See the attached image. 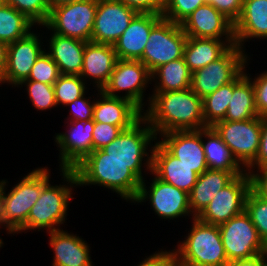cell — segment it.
Returning a JSON list of instances; mask_svg holds the SVG:
<instances>
[{"label": "cell", "instance_id": "29", "mask_svg": "<svg viewBox=\"0 0 267 266\" xmlns=\"http://www.w3.org/2000/svg\"><path fill=\"white\" fill-rule=\"evenodd\" d=\"M202 144L208 169L232 172L235 176L246 172L212 127L202 129Z\"/></svg>", "mask_w": 267, "mask_h": 266}, {"label": "cell", "instance_id": "34", "mask_svg": "<svg viewBox=\"0 0 267 266\" xmlns=\"http://www.w3.org/2000/svg\"><path fill=\"white\" fill-rule=\"evenodd\" d=\"M58 108L66 106L89 92L90 87L80 75L61 74L53 84Z\"/></svg>", "mask_w": 267, "mask_h": 266}, {"label": "cell", "instance_id": "43", "mask_svg": "<svg viewBox=\"0 0 267 266\" xmlns=\"http://www.w3.org/2000/svg\"><path fill=\"white\" fill-rule=\"evenodd\" d=\"M246 172L250 176L251 190L259 197L267 200V164L250 165Z\"/></svg>", "mask_w": 267, "mask_h": 266}, {"label": "cell", "instance_id": "28", "mask_svg": "<svg viewBox=\"0 0 267 266\" xmlns=\"http://www.w3.org/2000/svg\"><path fill=\"white\" fill-rule=\"evenodd\" d=\"M236 176L232 172L207 169L198 176L196 184L189 192L191 213L197 217L214 196L229 184Z\"/></svg>", "mask_w": 267, "mask_h": 266}, {"label": "cell", "instance_id": "27", "mask_svg": "<svg viewBox=\"0 0 267 266\" xmlns=\"http://www.w3.org/2000/svg\"><path fill=\"white\" fill-rule=\"evenodd\" d=\"M235 44V39L187 37L183 57L193 73L220 58Z\"/></svg>", "mask_w": 267, "mask_h": 266}, {"label": "cell", "instance_id": "23", "mask_svg": "<svg viewBox=\"0 0 267 266\" xmlns=\"http://www.w3.org/2000/svg\"><path fill=\"white\" fill-rule=\"evenodd\" d=\"M44 28L46 47L45 51L57 64L61 74L68 75H80L83 67V54L86 41L73 38L61 36L53 33L45 24L38 26V29ZM50 32L48 38L46 34ZM48 42V43H47Z\"/></svg>", "mask_w": 267, "mask_h": 266}, {"label": "cell", "instance_id": "42", "mask_svg": "<svg viewBox=\"0 0 267 266\" xmlns=\"http://www.w3.org/2000/svg\"><path fill=\"white\" fill-rule=\"evenodd\" d=\"M129 128L131 127H118L115 125L95 122V126L92 132L93 150L103 149L106 145L117 138L123 130Z\"/></svg>", "mask_w": 267, "mask_h": 266}, {"label": "cell", "instance_id": "26", "mask_svg": "<svg viewBox=\"0 0 267 266\" xmlns=\"http://www.w3.org/2000/svg\"><path fill=\"white\" fill-rule=\"evenodd\" d=\"M235 43L246 52L250 41H267V0H243L242 13L234 23Z\"/></svg>", "mask_w": 267, "mask_h": 266}, {"label": "cell", "instance_id": "24", "mask_svg": "<svg viewBox=\"0 0 267 266\" xmlns=\"http://www.w3.org/2000/svg\"><path fill=\"white\" fill-rule=\"evenodd\" d=\"M162 18V14L138 13L113 44L118 59L139 60L144 52L151 29Z\"/></svg>", "mask_w": 267, "mask_h": 266}, {"label": "cell", "instance_id": "22", "mask_svg": "<svg viewBox=\"0 0 267 266\" xmlns=\"http://www.w3.org/2000/svg\"><path fill=\"white\" fill-rule=\"evenodd\" d=\"M151 172L162 181L172 184L188 194L198 178L194 168L181 163L158 140L155 142L152 152Z\"/></svg>", "mask_w": 267, "mask_h": 266}, {"label": "cell", "instance_id": "54", "mask_svg": "<svg viewBox=\"0 0 267 266\" xmlns=\"http://www.w3.org/2000/svg\"><path fill=\"white\" fill-rule=\"evenodd\" d=\"M5 4V0H0V7Z\"/></svg>", "mask_w": 267, "mask_h": 266}, {"label": "cell", "instance_id": "53", "mask_svg": "<svg viewBox=\"0 0 267 266\" xmlns=\"http://www.w3.org/2000/svg\"><path fill=\"white\" fill-rule=\"evenodd\" d=\"M261 266H267V257L262 261Z\"/></svg>", "mask_w": 267, "mask_h": 266}, {"label": "cell", "instance_id": "47", "mask_svg": "<svg viewBox=\"0 0 267 266\" xmlns=\"http://www.w3.org/2000/svg\"><path fill=\"white\" fill-rule=\"evenodd\" d=\"M267 164V116L262 117V130L256 160L251 165Z\"/></svg>", "mask_w": 267, "mask_h": 266}, {"label": "cell", "instance_id": "6", "mask_svg": "<svg viewBox=\"0 0 267 266\" xmlns=\"http://www.w3.org/2000/svg\"><path fill=\"white\" fill-rule=\"evenodd\" d=\"M149 175L151 177L149 179L150 182L146 178L143 179L139 194L133 205L146 204L148 201L150 209L162 221L164 219V221L168 220L170 222L174 220L176 222L177 219L179 220L183 217L191 221L195 218L191 213L187 192L162 181L152 172Z\"/></svg>", "mask_w": 267, "mask_h": 266}, {"label": "cell", "instance_id": "12", "mask_svg": "<svg viewBox=\"0 0 267 266\" xmlns=\"http://www.w3.org/2000/svg\"><path fill=\"white\" fill-rule=\"evenodd\" d=\"M212 128L245 170L256 160L262 130V117L258 116L243 121L221 120Z\"/></svg>", "mask_w": 267, "mask_h": 266}, {"label": "cell", "instance_id": "52", "mask_svg": "<svg viewBox=\"0 0 267 266\" xmlns=\"http://www.w3.org/2000/svg\"><path fill=\"white\" fill-rule=\"evenodd\" d=\"M3 188V179L0 180V204H1V193Z\"/></svg>", "mask_w": 267, "mask_h": 266}, {"label": "cell", "instance_id": "31", "mask_svg": "<svg viewBox=\"0 0 267 266\" xmlns=\"http://www.w3.org/2000/svg\"><path fill=\"white\" fill-rule=\"evenodd\" d=\"M258 117L252 81L244 70L233 80V96L224 121H243Z\"/></svg>", "mask_w": 267, "mask_h": 266}, {"label": "cell", "instance_id": "25", "mask_svg": "<svg viewBox=\"0 0 267 266\" xmlns=\"http://www.w3.org/2000/svg\"><path fill=\"white\" fill-rule=\"evenodd\" d=\"M97 92L91 95L95 97L93 108L94 122L118 127H132L143 117V112L131 101L108 96L102 90Z\"/></svg>", "mask_w": 267, "mask_h": 266}, {"label": "cell", "instance_id": "14", "mask_svg": "<svg viewBox=\"0 0 267 266\" xmlns=\"http://www.w3.org/2000/svg\"><path fill=\"white\" fill-rule=\"evenodd\" d=\"M251 190L250 176L247 172L236 176L223 189L218 191L210 203L196 217L199 221L220 225L245 211V202Z\"/></svg>", "mask_w": 267, "mask_h": 266}, {"label": "cell", "instance_id": "3", "mask_svg": "<svg viewBox=\"0 0 267 266\" xmlns=\"http://www.w3.org/2000/svg\"><path fill=\"white\" fill-rule=\"evenodd\" d=\"M50 170L47 166H38L24 177H19V181L10 189L9 181L3 178L0 224L3 231L10 236H17L26 226L31 207L38 200L43 188L52 181Z\"/></svg>", "mask_w": 267, "mask_h": 266}, {"label": "cell", "instance_id": "1", "mask_svg": "<svg viewBox=\"0 0 267 266\" xmlns=\"http://www.w3.org/2000/svg\"><path fill=\"white\" fill-rule=\"evenodd\" d=\"M151 168L152 165H128L118 162L99 149L93 150L73 170L77 176L78 188L102 187L132 205L139 194L141 182L147 178L146 175L149 176Z\"/></svg>", "mask_w": 267, "mask_h": 266}, {"label": "cell", "instance_id": "15", "mask_svg": "<svg viewBox=\"0 0 267 266\" xmlns=\"http://www.w3.org/2000/svg\"><path fill=\"white\" fill-rule=\"evenodd\" d=\"M37 28L38 26L25 37L8 44L4 70L5 85L15 89L23 80H26L37 58L45 50L43 45L45 32L42 30L38 32ZM40 31H42L41 34Z\"/></svg>", "mask_w": 267, "mask_h": 266}, {"label": "cell", "instance_id": "9", "mask_svg": "<svg viewBox=\"0 0 267 266\" xmlns=\"http://www.w3.org/2000/svg\"><path fill=\"white\" fill-rule=\"evenodd\" d=\"M186 41L181 24L162 18L151 29L139 60L152 73L163 64L183 58Z\"/></svg>", "mask_w": 267, "mask_h": 266}, {"label": "cell", "instance_id": "39", "mask_svg": "<svg viewBox=\"0 0 267 266\" xmlns=\"http://www.w3.org/2000/svg\"><path fill=\"white\" fill-rule=\"evenodd\" d=\"M204 4H206L205 0H164L162 17L181 24L192 12Z\"/></svg>", "mask_w": 267, "mask_h": 266}, {"label": "cell", "instance_id": "45", "mask_svg": "<svg viewBox=\"0 0 267 266\" xmlns=\"http://www.w3.org/2000/svg\"><path fill=\"white\" fill-rule=\"evenodd\" d=\"M206 3L214 6L220 13H222L233 24L239 19L243 0H205Z\"/></svg>", "mask_w": 267, "mask_h": 266}, {"label": "cell", "instance_id": "5", "mask_svg": "<svg viewBox=\"0 0 267 266\" xmlns=\"http://www.w3.org/2000/svg\"><path fill=\"white\" fill-rule=\"evenodd\" d=\"M189 231L173 248L177 260L184 266H227L225 249L218 225L206 224L196 217Z\"/></svg>", "mask_w": 267, "mask_h": 266}, {"label": "cell", "instance_id": "18", "mask_svg": "<svg viewBox=\"0 0 267 266\" xmlns=\"http://www.w3.org/2000/svg\"><path fill=\"white\" fill-rule=\"evenodd\" d=\"M158 141L181 163L194 168L198 176L208 169L202 144V129L170 131L159 135Z\"/></svg>", "mask_w": 267, "mask_h": 266}, {"label": "cell", "instance_id": "2", "mask_svg": "<svg viewBox=\"0 0 267 266\" xmlns=\"http://www.w3.org/2000/svg\"><path fill=\"white\" fill-rule=\"evenodd\" d=\"M143 117L157 137L170 131L200 130L207 127L203 118L202 99L190 88L152 93Z\"/></svg>", "mask_w": 267, "mask_h": 266}, {"label": "cell", "instance_id": "55", "mask_svg": "<svg viewBox=\"0 0 267 266\" xmlns=\"http://www.w3.org/2000/svg\"><path fill=\"white\" fill-rule=\"evenodd\" d=\"M175 266H184V265H182L179 262H177Z\"/></svg>", "mask_w": 267, "mask_h": 266}, {"label": "cell", "instance_id": "16", "mask_svg": "<svg viewBox=\"0 0 267 266\" xmlns=\"http://www.w3.org/2000/svg\"><path fill=\"white\" fill-rule=\"evenodd\" d=\"M64 132L55 133L54 145L58 148V169L73 170L92 151L93 119L65 122Z\"/></svg>", "mask_w": 267, "mask_h": 266}, {"label": "cell", "instance_id": "38", "mask_svg": "<svg viewBox=\"0 0 267 266\" xmlns=\"http://www.w3.org/2000/svg\"><path fill=\"white\" fill-rule=\"evenodd\" d=\"M60 75L61 73L57 64L44 50L37 58L28 78L23 81H38L40 83L53 85Z\"/></svg>", "mask_w": 267, "mask_h": 266}, {"label": "cell", "instance_id": "20", "mask_svg": "<svg viewBox=\"0 0 267 266\" xmlns=\"http://www.w3.org/2000/svg\"><path fill=\"white\" fill-rule=\"evenodd\" d=\"M83 59L80 77L89 83V86L93 85L94 93L102 90L108 83L118 60L113 45L86 42Z\"/></svg>", "mask_w": 267, "mask_h": 266}, {"label": "cell", "instance_id": "41", "mask_svg": "<svg viewBox=\"0 0 267 266\" xmlns=\"http://www.w3.org/2000/svg\"><path fill=\"white\" fill-rule=\"evenodd\" d=\"M88 92L82 97L75 99L73 102L67 104L69 115L65 117L64 122L71 121H88L93 119V108L95 104V98L88 95ZM93 99V100H92Z\"/></svg>", "mask_w": 267, "mask_h": 266}, {"label": "cell", "instance_id": "48", "mask_svg": "<svg viewBox=\"0 0 267 266\" xmlns=\"http://www.w3.org/2000/svg\"><path fill=\"white\" fill-rule=\"evenodd\" d=\"M267 257V252L258 254L251 258L234 260L229 262L227 266H261L262 261Z\"/></svg>", "mask_w": 267, "mask_h": 266}, {"label": "cell", "instance_id": "10", "mask_svg": "<svg viewBox=\"0 0 267 266\" xmlns=\"http://www.w3.org/2000/svg\"><path fill=\"white\" fill-rule=\"evenodd\" d=\"M249 54L232 45L220 58L192 73L190 89L201 99L232 82L243 70Z\"/></svg>", "mask_w": 267, "mask_h": 266}, {"label": "cell", "instance_id": "8", "mask_svg": "<svg viewBox=\"0 0 267 266\" xmlns=\"http://www.w3.org/2000/svg\"><path fill=\"white\" fill-rule=\"evenodd\" d=\"M157 140L158 137L149 122L142 117L102 150L118 162L128 165H152V152Z\"/></svg>", "mask_w": 267, "mask_h": 266}, {"label": "cell", "instance_id": "33", "mask_svg": "<svg viewBox=\"0 0 267 266\" xmlns=\"http://www.w3.org/2000/svg\"><path fill=\"white\" fill-rule=\"evenodd\" d=\"M232 96L233 81L202 99L203 118L207 127L224 120Z\"/></svg>", "mask_w": 267, "mask_h": 266}, {"label": "cell", "instance_id": "40", "mask_svg": "<svg viewBox=\"0 0 267 266\" xmlns=\"http://www.w3.org/2000/svg\"><path fill=\"white\" fill-rule=\"evenodd\" d=\"M250 56H253V54L250 55V52H249V57L244 67L245 74L252 81V84H253L255 107H256L258 116L266 117L267 116V70H265L264 72L257 73V74L255 73L256 76H253L252 78L251 73L249 74V70L246 69V68L250 69V67L248 66L251 63L250 59L252 57Z\"/></svg>", "mask_w": 267, "mask_h": 266}, {"label": "cell", "instance_id": "46", "mask_svg": "<svg viewBox=\"0 0 267 266\" xmlns=\"http://www.w3.org/2000/svg\"><path fill=\"white\" fill-rule=\"evenodd\" d=\"M136 10L138 13L162 14L164 0H116Z\"/></svg>", "mask_w": 267, "mask_h": 266}, {"label": "cell", "instance_id": "17", "mask_svg": "<svg viewBox=\"0 0 267 266\" xmlns=\"http://www.w3.org/2000/svg\"><path fill=\"white\" fill-rule=\"evenodd\" d=\"M138 12L116 0H98L91 41L113 45Z\"/></svg>", "mask_w": 267, "mask_h": 266}, {"label": "cell", "instance_id": "44", "mask_svg": "<svg viewBox=\"0 0 267 266\" xmlns=\"http://www.w3.org/2000/svg\"><path fill=\"white\" fill-rule=\"evenodd\" d=\"M178 262L174 249L155 251L145 256L136 266H175Z\"/></svg>", "mask_w": 267, "mask_h": 266}, {"label": "cell", "instance_id": "36", "mask_svg": "<svg viewBox=\"0 0 267 266\" xmlns=\"http://www.w3.org/2000/svg\"><path fill=\"white\" fill-rule=\"evenodd\" d=\"M245 211L257 229L260 239L267 247V200L250 190L246 197Z\"/></svg>", "mask_w": 267, "mask_h": 266}, {"label": "cell", "instance_id": "49", "mask_svg": "<svg viewBox=\"0 0 267 266\" xmlns=\"http://www.w3.org/2000/svg\"><path fill=\"white\" fill-rule=\"evenodd\" d=\"M7 44L0 42V81L4 85V70L7 58Z\"/></svg>", "mask_w": 267, "mask_h": 266}, {"label": "cell", "instance_id": "21", "mask_svg": "<svg viewBox=\"0 0 267 266\" xmlns=\"http://www.w3.org/2000/svg\"><path fill=\"white\" fill-rule=\"evenodd\" d=\"M53 251L52 266H95L90 244L78 234L58 229L47 232Z\"/></svg>", "mask_w": 267, "mask_h": 266}, {"label": "cell", "instance_id": "51", "mask_svg": "<svg viewBox=\"0 0 267 266\" xmlns=\"http://www.w3.org/2000/svg\"><path fill=\"white\" fill-rule=\"evenodd\" d=\"M2 229H3V228L1 227V224H0V230L2 231ZM1 231H0V232H1ZM0 234H1V233H0ZM2 239H3V238H2V235H1V237H0V249L3 248V247L5 246V245H4V244H5V243H4V240H2Z\"/></svg>", "mask_w": 267, "mask_h": 266}, {"label": "cell", "instance_id": "19", "mask_svg": "<svg viewBox=\"0 0 267 266\" xmlns=\"http://www.w3.org/2000/svg\"><path fill=\"white\" fill-rule=\"evenodd\" d=\"M181 27L187 37L235 39L234 24L209 3L199 6Z\"/></svg>", "mask_w": 267, "mask_h": 266}, {"label": "cell", "instance_id": "11", "mask_svg": "<svg viewBox=\"0 0 267 266\" xmlns=\"http://www.w3.org/2000/svg\"><path fill=\"white\" fill-rule=\"evenodd\" d=\"M98 0H81L52 8L45 25L61 36L91 41Z\"/></svg>", "mask_w": 267, "mask_h": 266}, {"label": "cell", "instance_id": "4", "mask_svg": "<svg viewBox=\"0 0 267 266\" xmlns=\"http://www.w3.org/2000/svg\"><path fill=\"white\" fill-rule=\"evenodd\" d=\"M59 171L60 181L63 182L54 185L50 181L43 188L38 200L31 207L27 224L20 234L30 231L43 232L44 230L47 233L65 228L67 211L72 203L71 200L74 199V190L78 188V180L74 170L60 169Z\"/></svg>", "mask_w": 267, "mask_h": 266}, {"label": "cell", "instance_id": "35", "mask_svg": "<svg viewBox=\"0 0 267 266\" xmlns=\"http://www.w3.org/2000/svg\"><path fill=\"white\" fill-rule=\"evenodd\" d=\"M26 90L27 99L29 98L32 107L36 111L46 112L47 110H54L57 106L55 100V91L53 85L40 83L38 81H22L16 88Z\"/></svg>", "mask_w": 267, "mask_h": 266}, {"label": "cell", "instance_id": "7", "mask_svg": "<svg viewBox=\"0 0 267 266\" xmlns=\"http://www.w3.org/2000/svg\"><path fill=\"white\" fill-rule=\"evenodd\" d=\"M149 84L151 85V73L140 60L118 59L102 91L108 96L131 101L144 112L151 100L150 92L145 94Z\"/></svg>", "mask_w": 267, "mask_h": 266}, {"label": "cell", "instance_id": "37", "mask_svg": "<svg viewBox=\"0 0 267 266\" xmlns=\"http://www.w3.org/2000/svg\"><path fill=\"white\" fill-rule=\"evenodd\" d=\"M5 4L25 14L37 26L47 22L51 10L47 0H5Z\"/></svg>", "mask_w": 267, "mask_h": 266}, {"label": "cell", "instance_id": "32", "mask_svg": "<svg viewBox=\"0 0 267 266\" xmlns=\"http://www.w3.org/2000/svg\"><path fill=\"white\" fill-rule=\"evenodd\" d=\"M36 27L33 21L14 7L7 4L0 7V42L7 45L14 43Z\"/></svg>", "mask_w": 267, "mask_h": 266}, {"label": "cell", "instance_id": "50", "mask_svg": "<svg viewBox=\"0 0 267 266\" xmlns=\"http://www.w3.org/2000/svg\"><path fill=\"white\" fill-rule=\"evenodd\" d=\"M50 9L81 0H47Z\"/></svg>", "mask_w": 267, "mask_h": 266}, {"label": "cell", "instance_id": "13", "mask_svg": "<svg viewBox=\"0 0 267 266\" xmlns=\"http://www.w3.org/2000/svg\"><path fill=\"white\" fill-rule=\"evenodd\" d=\"M219 230L229 262L267 252L246 211L220 224Z\"/></svg>", "mask_w": 267, "mask_h": 266}, {"label": "cell", "instance_id": "30", "mask_svg": "<svg viewBox=\"0 0 267 266\" xmlns=\"http://www.w3.org/2000/svg\"><path fill=\"white\" fill-rule=\"evenodd\" d=\"M192 72L184 57L163 64L151 73V93L185 90L191 87Z\"/></svg>", "mask_w": 267, "mask_h": 266}]
</instances>
